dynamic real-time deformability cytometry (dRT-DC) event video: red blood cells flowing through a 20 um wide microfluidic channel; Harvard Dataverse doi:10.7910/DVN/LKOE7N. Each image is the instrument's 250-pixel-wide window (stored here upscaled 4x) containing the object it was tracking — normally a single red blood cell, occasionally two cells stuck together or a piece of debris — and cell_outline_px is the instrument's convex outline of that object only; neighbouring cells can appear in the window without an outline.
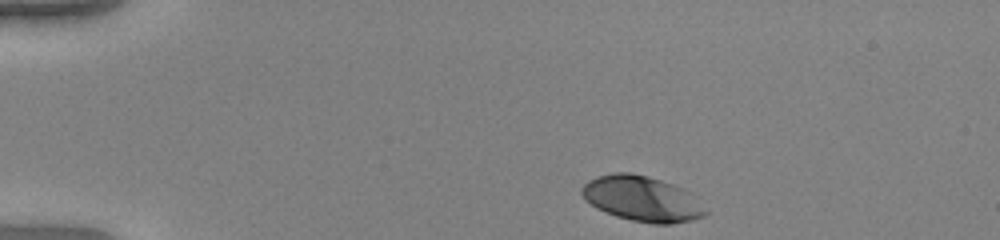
{"species": "human", "species_latin": "Homo sapiens", "temperature_condition": "warm", "stored_images_in_passage": 44, "camera_frame_rate_fps": 3000, "um_per_image_px": 0.085, "donor": {"sex": "female"}, "frame": {"image": 1, "passage_image": 1, "time_ms": 0.0, "image_size_px": [1000, 240], "cell_outline_px": [[708, 212], [704, 216], [692, 220], [672, 224], [652, 224], [632, 220], [616, 216], [596, 208], [584, 200], [580, 192], [580, 188], [588, 180], [596, 176], [612, 172], [632, 172], [648, 176], [684, 188]], "centroid_in_image_um": [54.51, 16.88], "position_along_channel_um": 30.5, "area_um2": 32.77}}
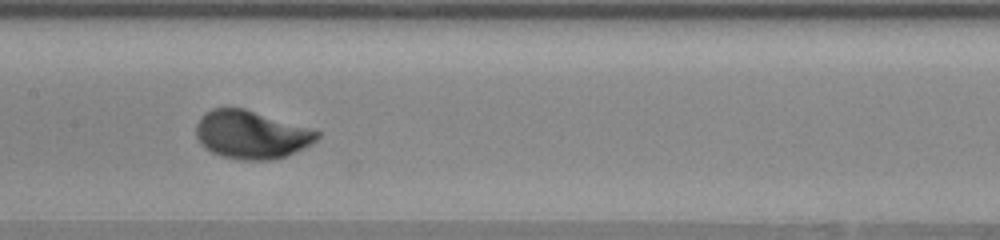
{"frame": {"image": 2, "passage_image": 19, "time_ms": 6.0, "image_size_px": [1000, 240], "cell_outline_px": [[320, 136], [316, 140], [304, 148], [284, 156], [272, 160], [244, 160], [220, 156], [204, 148], [200, 144], [196, 136], [196, 124], [200, 116], [212, 108], [244, 108], [312, 128], [320, 132]], "centroid_in_image_um": [21.34, 11.44], "position_along_channel_um": 186.1, "area_um2": 34.1}}
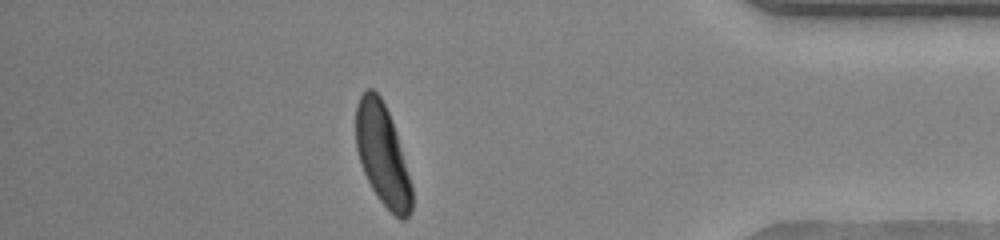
{"frame": {"image": 3, "passage_image": 38, "time_ms": 12.333, "image_size_px": [1000, 240], "cell_outline_px": [[412, 208], [408, 216], [404, 220], [400, 220], [376, 196], [360, 164], [356, 148], [356, 104], [360, 96], [368, 88], [372, 88], [380, 96], [388, 112], [396, 132], [412, 188]], "centroid_in_image_um": [32.49, 13.15], "position_along_channel_um": 402.7, "area_um2": 32.54}, "authors_computed_cell_mechanics": {"area_um2": 32.8015, "velocity_mm_per_s": 3.9102, "shape_relaxation_time_tau1_ms": 2.2609, "shape_relaxation_time_tau2_ms": null, "deformation_change_tau1": 0.1777, "deformation_change_tau2": null}}